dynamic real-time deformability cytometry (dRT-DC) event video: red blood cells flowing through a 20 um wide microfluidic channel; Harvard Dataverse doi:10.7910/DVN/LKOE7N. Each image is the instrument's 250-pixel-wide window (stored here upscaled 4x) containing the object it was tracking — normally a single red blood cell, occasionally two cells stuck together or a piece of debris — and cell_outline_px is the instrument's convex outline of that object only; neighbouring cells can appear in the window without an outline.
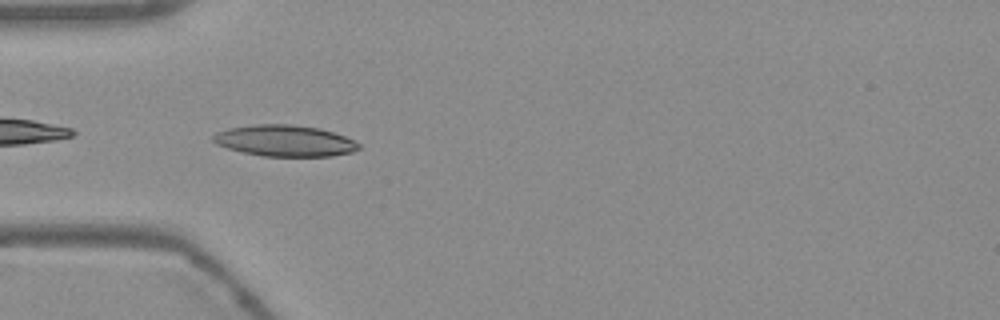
{"species": "Egyptian fruit bat (a non-hibernating species)", "species_latin": "Rousettus aegyptiacus", "temperature_condition": "warm", "stored_images_in_passage": 25, "camera_frame_rate_fps": 3000, "um_per_image_px": 0.085, "frame": {"image": 1, "passage_image": 2, "time_ms": 0.333, "image_size_px": [1000, 320], "cell_outline_px": [[360, 148], [352, 152], [332, 156], [260, 156], [228, 148], [216, 144], [212, 140], [212, 136], [216, 132], [228, 128], [256, 124], [292, 124], [320, 128], [344, 136], [360, 144]], "centroid_in_image_um": [24.19, 11.96], "position_along_channel_um": 60.8, "area_um2": 26.53}}
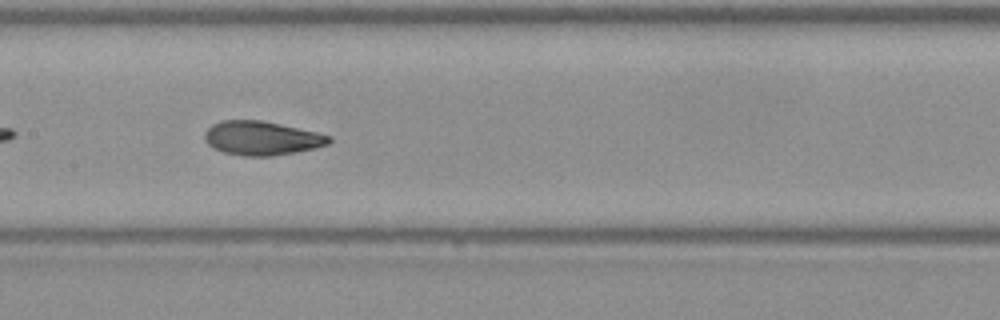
{"frame": {"image": 2, "passage_image": 12, "time_ms": 3.667, "image_size_px": [1000, 320], "cell_outline_px": [[332, 140], [328, 144], [316, 148], [296, 152], [268, 156], [244, 156], [224, 152], [212, 148], [204, 140], [204, 132], [212, 124], [220, 120], [260, 120], [280, 124], [316, 132], [332, 136]], "centroid_in_image_um": [22.22, 11.74], "position_along_channel_um": 185.2, "area_um2": 24.68}}
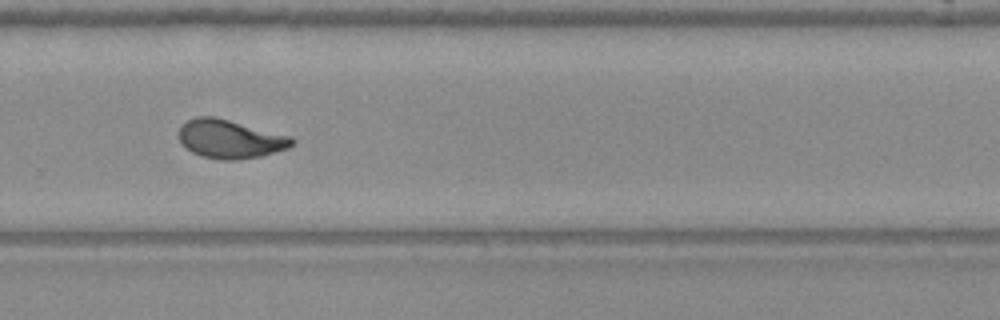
{"frame": {"image": 3, "passage_image": 22, "time_ms": 7.0, "image_size_px": [1000, 320], "cell_outline_px": [[296, 140], [288, 148], [260, 156], [236, 160], [224, 160], [204, 156], [192, 152], [180, 140], [180, 128], [188, 120], [196, 116], [212, 116], [292, 136]], "centroid_in_image_um": [19.59, 11.81], "position_along_channel_um": 310.2, "area_um2": 24.97}}